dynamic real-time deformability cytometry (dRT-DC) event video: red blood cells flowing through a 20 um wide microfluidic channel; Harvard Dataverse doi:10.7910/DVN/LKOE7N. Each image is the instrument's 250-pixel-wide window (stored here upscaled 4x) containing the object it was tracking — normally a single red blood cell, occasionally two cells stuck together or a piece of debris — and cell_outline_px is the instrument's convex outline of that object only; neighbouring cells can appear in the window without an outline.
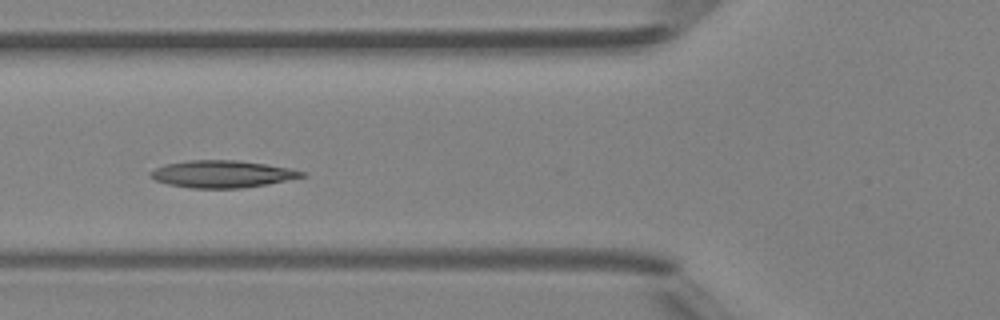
{"species": "Egyptian fruit bat (a non-hibernating species)", "species_latin": "Rousettus aegyptiacus", "temperature_condition": "room temperature", "stored_images_in_passage": 4, "camera_frame_rate_fps": 3000, "um_per_image_px": 0.085, "animal": {"sex": "female"}, "frame": {"image": 1, "passage_image": 4, "time_ms": 3.333, "image_size_px": [1000, 320], "cell_outline_px": [[308, 176], [268, 184], [240, 188], [192, 188], [168, 184], [156, 180], [148, 176], [148, 172], [164, 164], [188, 160], [240, 160], [288, 168], [304, 172]], "centroid_in_image_um": [18.86, 14.79], "position_along_channel_um": 106.9, "area_um2": 23.99}}